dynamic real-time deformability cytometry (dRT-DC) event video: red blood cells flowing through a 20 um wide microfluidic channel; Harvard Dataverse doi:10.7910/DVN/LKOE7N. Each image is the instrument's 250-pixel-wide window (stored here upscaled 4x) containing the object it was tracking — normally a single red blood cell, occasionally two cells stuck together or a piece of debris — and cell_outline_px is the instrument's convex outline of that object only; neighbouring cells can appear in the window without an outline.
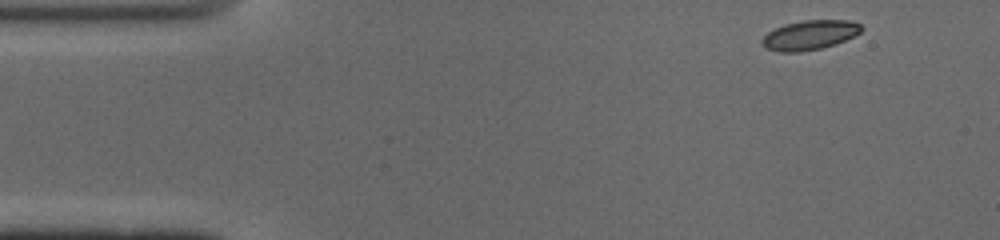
{"species": "common noctule bat (a hibernating species)", "species_latin": "Nyctalus noctula", "temperature_condition": "cold", "stored_images_in_passage": 47, "camera_frame_rate_fps": 3000, "um_per_image_px": 0.085, "animal": {"sex": "male", "body_mass_g": 19.0, "forearm_length_mm": 50.8}, "frame": {"image": 1, "passage_image": 1, "time_ms": 0.0, "image_size_px": [1000, 240], "cell_outline_px": [[864, 28], [860, 32], [836, 44], [820, 48], [800, 52], [780, 52], [768, 48], [760, 40], [768, 32], [784, 24], [804, 20], [848, 20], [860, 24]], "centroid_in_image_um": [68.83, 2.97], "position_along_channel_um": 16.2, "area_um2": 16.88}}
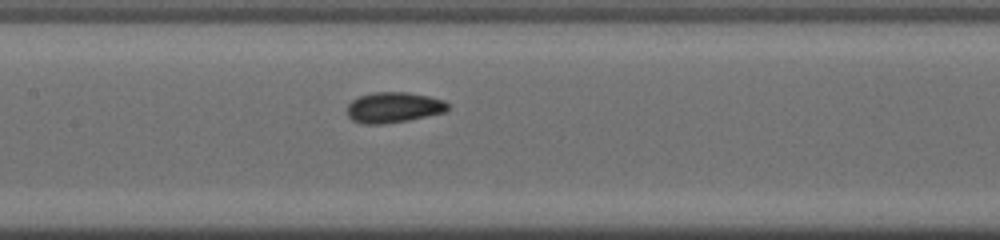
{"frame": {"image": 2, "passage_image": 20, "time_ms": 6.333, "image_size_px": [1000, 240], "cell_outline_px": [[448, 108], [444, 112], [408, 120], [384, 124], [364, 124], [352, 120], [348, 116], [348, 104], [352, 100], [360, 96], [372, 92], [408, 92], [428, 96], [444, 100], [448, 104]], "centroid_in_image_um": [33.44, 9.13], "position_along_channel_um": 174.0, "area_um2": 17.86}}
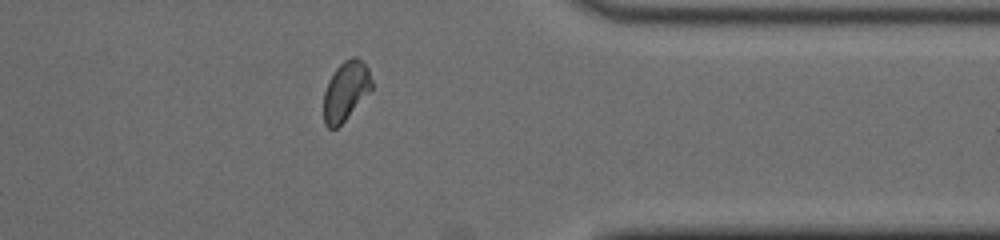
{"frame": {"image": 3, "passage_image": 37, "time_ms": 12.0, "image_size_px": [1000, 240], "cell_outline_px": [[372, 88], [344, 120], [336, 128], [328, 128], [324, 124], [324, 92], [328, 80], [336, 68], [344, 60], [352, 56], [356, 56], [368, 68], [372, 80]], "centroid_in_image_um": [29.37, 7.7], "position_along_channel_um": 382.0, "area_um2": 16.3}, "authors_computed_cell_mechanics": {"area_um2": 17.1666, "velocity_mm_per_s": 3.914, "shape_relaxation_time_tau1_ms": 6.2119, "shape_relaxation_time_tau2_ms": 1.5271, "deformation_change_tau1": 0.1127, "deformation_change_tau2": 0.0567}}